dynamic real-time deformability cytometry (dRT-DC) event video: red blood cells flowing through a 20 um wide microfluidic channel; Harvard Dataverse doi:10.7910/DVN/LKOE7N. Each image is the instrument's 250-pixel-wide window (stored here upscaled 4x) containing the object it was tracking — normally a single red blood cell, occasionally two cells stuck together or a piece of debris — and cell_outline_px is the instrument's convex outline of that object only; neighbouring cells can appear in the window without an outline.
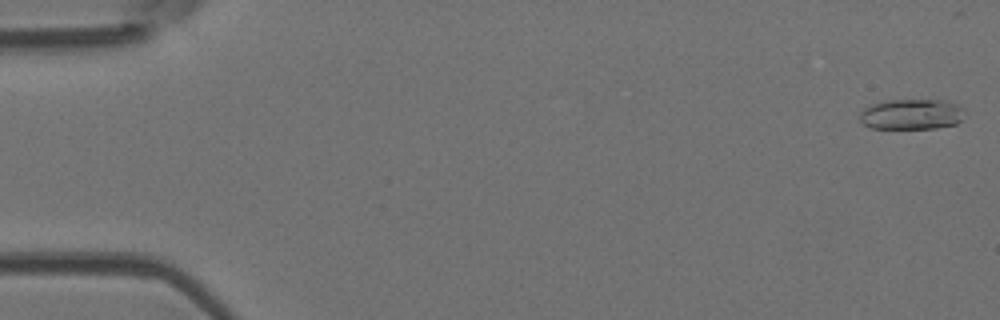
{"species": "Egyptian fruit bat (a non-hibernating species)", "species_latin": "Rousettus aegyptiacus", "temperature_condition": "room temperature", "stored_images_in_passage": 52, "camera_frame_rate_fps": 3000, "um_per_image_px": 0.085, "animal": {"sex": "female"}, "frame": {"image": 1, "passage_image": 1, "time_ms": 0.0, "image_size_px": [1000, 320], "cell_outline_px": [[964, 108], [960, 120], [956, 124], [936, 128], [872, 128], [864, 124], [860, 120], [860, 112], [864, 108], [872, 104], [888, 100], [948, 100], [960, 104]], "centroid_in_image_um": [77.5, 9.7], "position_along_channel_um": 7.5, "area_um2": 18.67}}
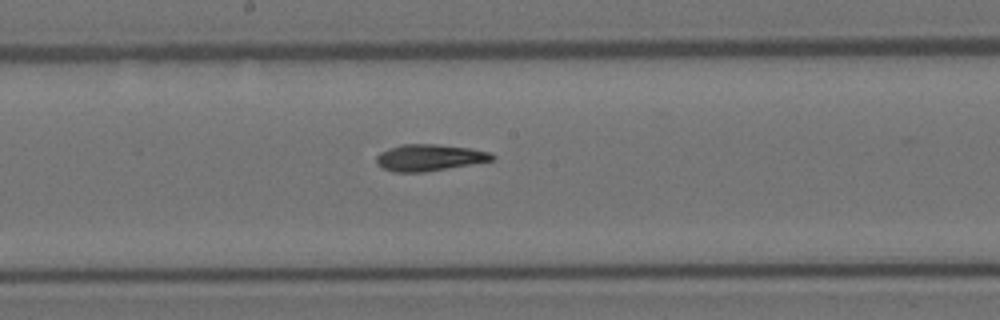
{"frame": {"image": 2, "passage_image": 28, "time_ms": 9.0, "image_size_px": [1000, 320], "cell_outline_px": [[496, 156], [492, 160], [424, 172], [392, 172], [376, 164], [376, 156], [380, 152], [388, 148], [400, 144], [436, 144], [472, 148], [492, 152]], "centroid_in_image_um": [36.47, 13.38], "position_along_channel_um": 211.7, "area_um2": 17.98}}
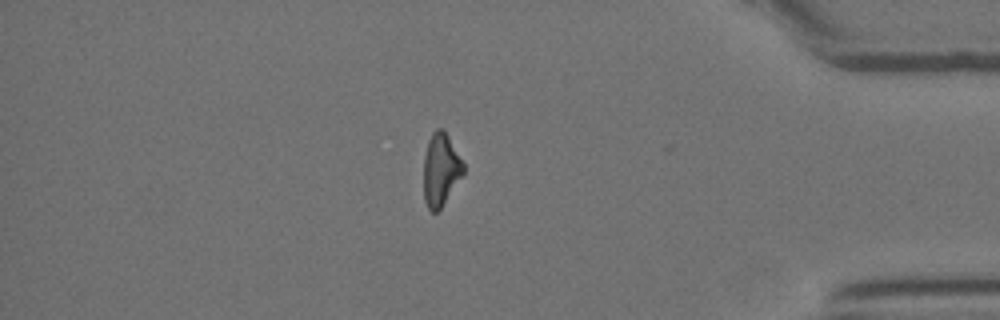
{"frame": {"image": 3, "passage_image": 45, "time_ms": 14.667, "image_size_px": [1000, 320], "cell_outline_px": [[464, 176], [440, 208], [436, 212], [432, 212], [428, 208], [424, 200], [424, 156], [428, 140], [432, 132], [436, 128], [444, 128], [464, 164]], "centroid_in_image_um": [37.47, 14.4], "position_along_channel_um": 397.7, "area_um2": 16.99}}